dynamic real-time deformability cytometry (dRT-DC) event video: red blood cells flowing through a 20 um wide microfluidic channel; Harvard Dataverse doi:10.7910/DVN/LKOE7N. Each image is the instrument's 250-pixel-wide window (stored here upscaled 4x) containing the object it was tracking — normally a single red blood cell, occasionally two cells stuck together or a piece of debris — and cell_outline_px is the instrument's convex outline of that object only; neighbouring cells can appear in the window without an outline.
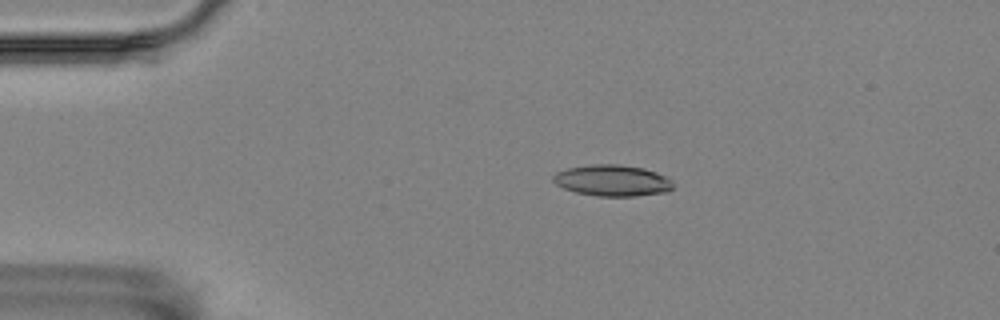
{"species": "Egyptian fruit bat (a non-hibernating species)", "species_latin": "Rousettus aegyptiacus", "temperature_condition": "room temperature", "stored_images_in_passage": 25, "camera_frame_rate_fps": 3000, "um_per_image_px": 0.085, "animal": {"sex": "female"}, "frame": {"image": 1, "passage_image": 11, "time_ms": 3.333, "image_size_px": [1000, 320], "cell_outline_px": [[672, 188], [668, 192], [636, 196], [596, 196], [576, 192], [564, 188], [556, 184], [552, 180], [552, 176], [556, 172], [568, 168], [592, 164], [620, 164], [644, 168], [656, 172], [672, 180]], "centroid_in_image_um": [52.05, 15.34], "position_along_channel_um": 33.0, "area_um2": 21.91}}
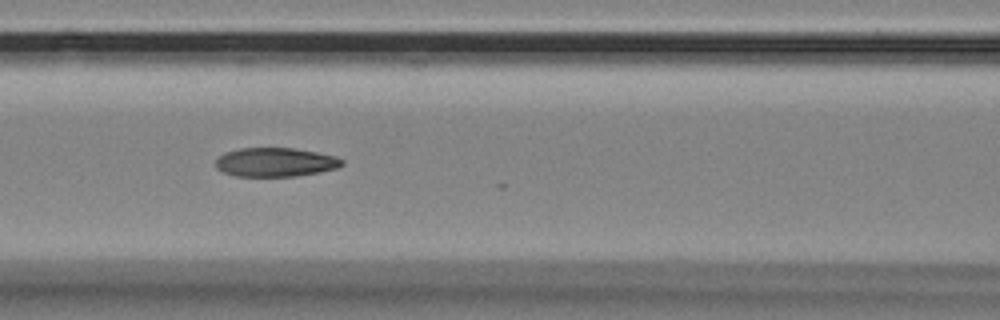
{"frame": {"image": 2, "passage_image": 24, "time_ms": 7.667, "image_size_px": [1000, 320], "cell_outline_px": [[344, 164], [336, 168], [320, 172], [296, 176], [236, 176], [224, 172], [216, 168], [216, 160], [224, 152], [240, 148], [292, 148], [316, 152], [336, 156], [344, 160]], "centroid_in_image_um": [23.42, 13.78], "position_along_channel_um": 143.2, "area_um2": 21.27}}